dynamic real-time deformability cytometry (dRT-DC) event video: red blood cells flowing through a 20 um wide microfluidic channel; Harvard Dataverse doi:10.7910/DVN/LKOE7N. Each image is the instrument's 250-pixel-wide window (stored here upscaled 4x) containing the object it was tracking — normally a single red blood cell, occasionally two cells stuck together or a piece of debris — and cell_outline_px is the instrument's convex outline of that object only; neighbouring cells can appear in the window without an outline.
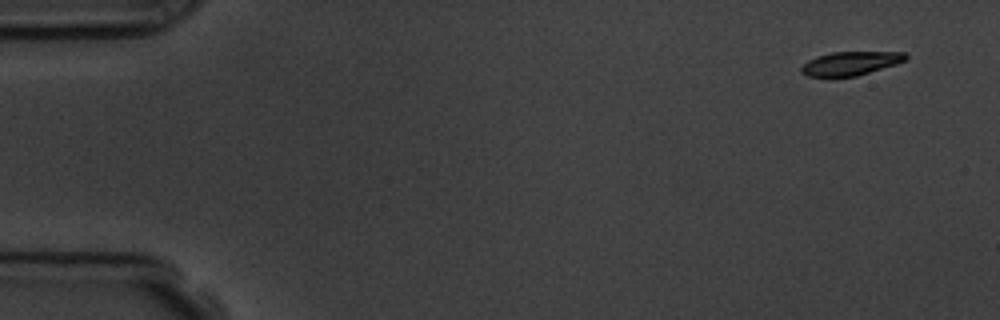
{"species": "common noctule bat (a hibernating species)", "species_latin": "Nyctalus noctula", "temperature_condition": "room temperature", "stored_images_in_passage": 5, "camera_frame_rate_fps": 3000, "um_per_image_px": 0.085, "animal": {"sex": "male", "body_mass_g": 19.5, "forearm_length_mm": 54.6}, "frame": {"image": 1, "passage_image": 1, "time_ms": 0.0, "image_size_px": [1000, 320], "cell_outline_px": [[908, 56], [904, 60], [896, 64], [856, 76], [808, 76], [800, 72], [800, 68], [808, 60], [816, 56], [832, 52], [904, 52]], "centroid_in_image_um": [72.27, 5.38], "position_along_channel_um": 12.7, "area_um2": 14.22}}
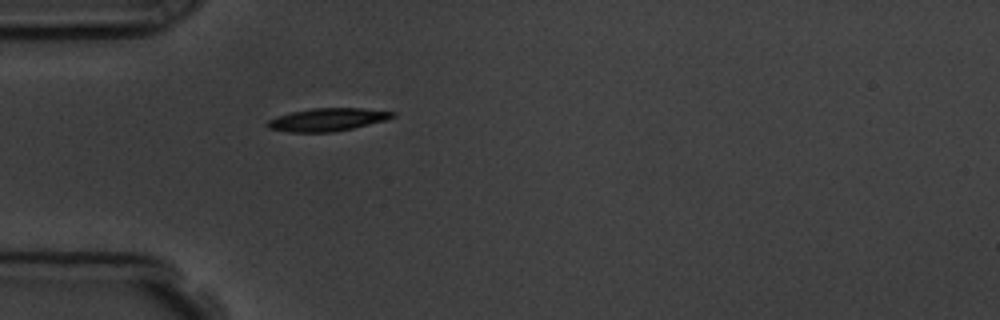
{"frame": {"image": 2, "passage_image": 5, "time_ms": 4.333, "image_size_px": [1000, 320], "cell_outline_px": [[396, 116], [384, 120], [352, 128], [332, 132], [292, 132], [268, 128], [264, 124], [268, 120], [292, 112], [312, 108], [360, 108], [396, 112]], "centroid_in_image_um": [27.82, 10.16], "position_along_channel_um": 57.2, "area_um2": 16.42}}